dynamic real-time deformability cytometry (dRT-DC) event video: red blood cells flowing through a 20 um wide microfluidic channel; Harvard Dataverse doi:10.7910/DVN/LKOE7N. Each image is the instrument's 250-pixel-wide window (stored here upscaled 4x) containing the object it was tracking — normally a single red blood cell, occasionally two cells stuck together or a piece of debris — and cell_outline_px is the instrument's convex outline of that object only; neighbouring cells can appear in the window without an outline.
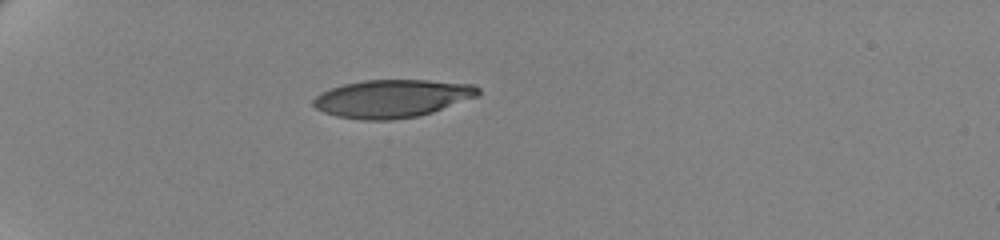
{"species": "human", "species_latin": "Homo sapiens", "temperature_condition": "cold", "stored_images_in_passage": 42, "camera_frame_rate_fps": 3000, "um_per_image_px": 0.085, "donor": {"sex": "female"}, "frame": {"image": 1, "passage_image": 1, "time_ms": 0.0, "image_size_px": [1000, 240], "cell_outline_px": [[480, 96], [432, 112], [416, 116], [388, 120], [364, 120], [336, 116], [324, 112], [316, 108], [312, 104], [312, 100], [320, 92], [344, 84], [364, 80], [428, 80], [476, 84], [480, 88]], "centroid_in_image_um": [33.37, 8.36], "position_along_channel_um": 51.6, "area_um2": 36.53}}
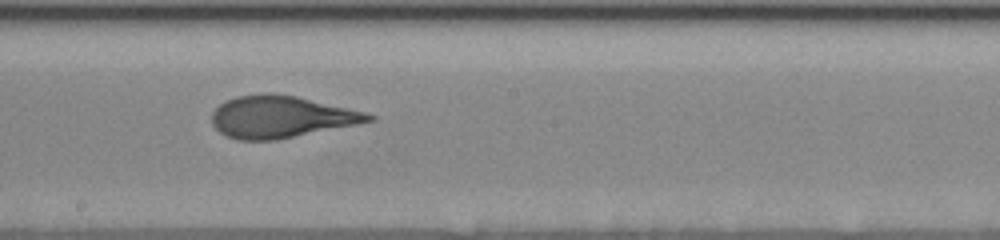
{"frame": {"image": 2, "passage_image": 19, "time_ms": 6.0, "image_size_px": [1000, 240], "cell_outline_px": [[376, 120], [276, 140], [236, 140], [220, 132], [212, 124], [212, 112], [224, 100], [236, 96], [268, 92], [272, 92], [296, 96], [364, 112], [376, 116]], "centroid_in_image_um": [23.84, 9.92], "position_along_channel_um": 224.4, "area_um2": 38.15}}
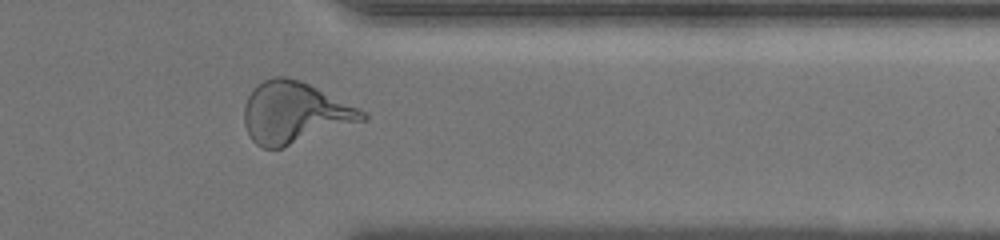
{"frame": {"image": 3, "passage_image": 33, "time_ms": 10.667, "image_size_px": [1000, 240], "cell_outline_px": [[368, 116], [364, 120], [284, 148], [264, 148], [256, 144], [252, 140], [244, 124], [244, 104], [252, 88], [264, 80], [272, 76], [284, 76], [300, 80], [368, 112]], "centroid_in_image_um": [25.02, 9.58], "position_along_channel_um": 386.4, "area_um2": 42.31}, "authors_computed_cell_mechanics": {"area_um2": 38.0902, "velocity_mm_per_s": 3.4955, "shape_relaxation_time_tau1_ms": 4.5188, "shape_relaxation_time_tau2_ms": 0.8347, "deformation_change_tau1": 0.1899, "deformation_change_tau2": 0.0783}}